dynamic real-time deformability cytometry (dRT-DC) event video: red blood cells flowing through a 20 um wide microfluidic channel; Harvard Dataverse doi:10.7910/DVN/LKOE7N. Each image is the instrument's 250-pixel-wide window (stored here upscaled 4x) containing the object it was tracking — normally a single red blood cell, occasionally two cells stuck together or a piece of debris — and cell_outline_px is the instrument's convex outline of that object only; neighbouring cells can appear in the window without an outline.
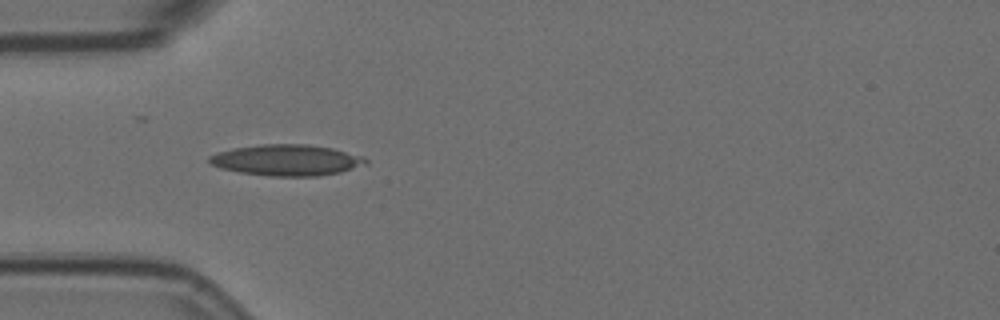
{"species": "Egyptian fruit bat (a non-hibernating species)", "species_latin": "Rousettus aegyptiacus", "temperature_condition": "room temperature", "stored_images_in_passage": 6, "camera_frame_rate_fps": 3000, "um_per_image_px": 0.085, "animal": {"sex": "female"}, "frame": {"image": 1, "passage_image": 5, "time_ms": 1.333, "image_size_px": [1000, 320], "cell_outline_px": [[368, 164], [340, 172], [316, 176], [268, 176], [240, 172], [220, 168], [212, 164], [208, 160], [208, 156], [216, 152], [232, 148], [260, 144], [308, 144], [332, 148], [364, 156], [368, 160]], "centroid_in_image_um": [24.37, 13.6], "position_along_channel_um": 60.6, "area_um2": 28.5}}